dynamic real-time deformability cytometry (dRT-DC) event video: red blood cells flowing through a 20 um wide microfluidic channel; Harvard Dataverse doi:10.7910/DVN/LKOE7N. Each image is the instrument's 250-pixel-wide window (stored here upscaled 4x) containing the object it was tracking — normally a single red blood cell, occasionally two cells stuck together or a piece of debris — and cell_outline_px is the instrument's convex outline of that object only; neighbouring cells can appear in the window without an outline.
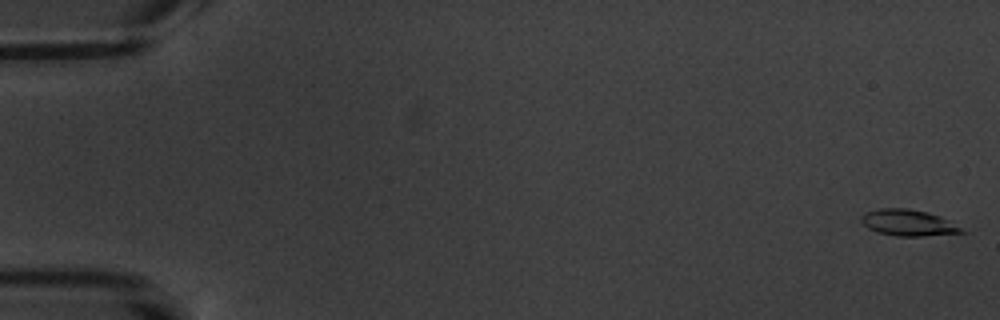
{"species": "common noctule bat (a hibernating species)", "species_latin": "Nyctalus noctula", "temperature_condition": "warm", "stored_images_in_passage": 7, "camera_frame_rate_fps": 3000, "um_per_image_px": 0.085, "animal": {"sex": "male", "body_mass_g": 20.1, "forearm_length_mm": 53.5}, "frame": {"image": 1, "passage_image": 1, "time_ms": 0.0, "image_size_px": [1000, 320], "cell_outline_px": [[968, 232], [920, 236], [896, 236], [876, 232], [868, 228], [860, 220], [860, 216], [868, 212], [880, 208], [908, 208], [928, 212], [940, 216]], "centroid_in_image_um": [77.17, 18.93], "position_along_channel_um": 7.8, "area_um2": 15.26}}
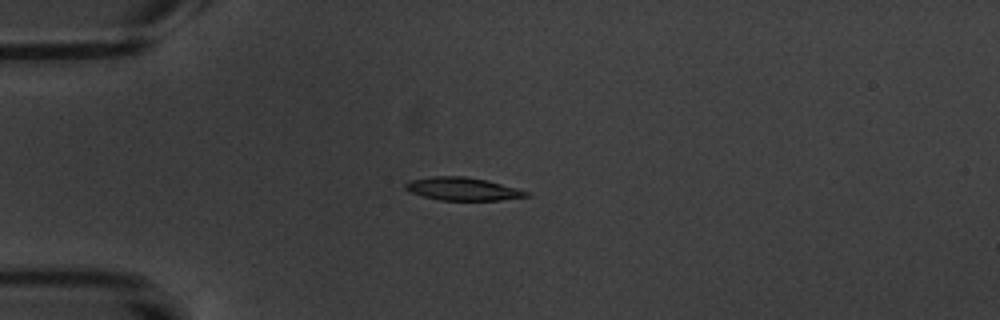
{"frame": {"image": 2, "passage_image": 4, "time_ms": 5.0, "image_size_px": [1000, 320], "cell_outline_px": [[532, 196], [500, 200], [440, 200], [408, 192], [404, 188], [404, 184], [408, 180], [432, 176], [464, 176], [488, 180], [516, 188], [528, 192]], "centroid_in_image_um": [39.29, 16.05], "position_along_channel_um": 45.7, "area_um2": 16.3}}
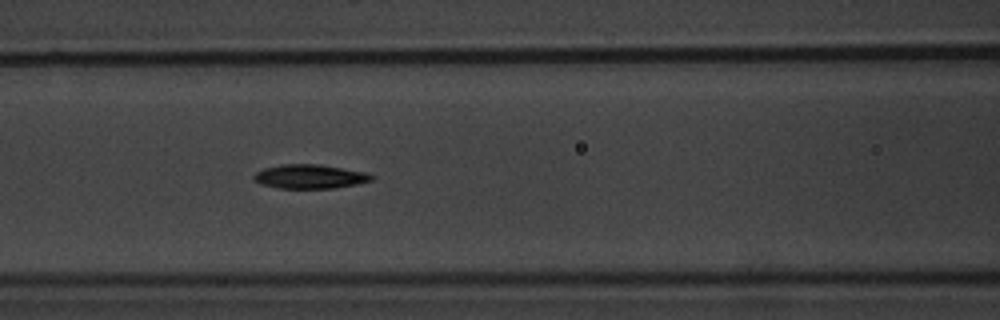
{"frame": {"image": 3, "passage_image": 7, "time_ms": 8.333, "image_size_px": [1000, 320], "cell_outline_px": [[376, 176], [372, 180], [356, 184], [336, 188], [280, 188], [260, 184], [252, 180], [252, 176], [256, 172], [264, 168], [280, 164], [320, 164], [368, 172]], "centroid_in_image_um": [26.34, 15.0], "position_along_channel_um": 140.3, "area_um2": 16.76}}